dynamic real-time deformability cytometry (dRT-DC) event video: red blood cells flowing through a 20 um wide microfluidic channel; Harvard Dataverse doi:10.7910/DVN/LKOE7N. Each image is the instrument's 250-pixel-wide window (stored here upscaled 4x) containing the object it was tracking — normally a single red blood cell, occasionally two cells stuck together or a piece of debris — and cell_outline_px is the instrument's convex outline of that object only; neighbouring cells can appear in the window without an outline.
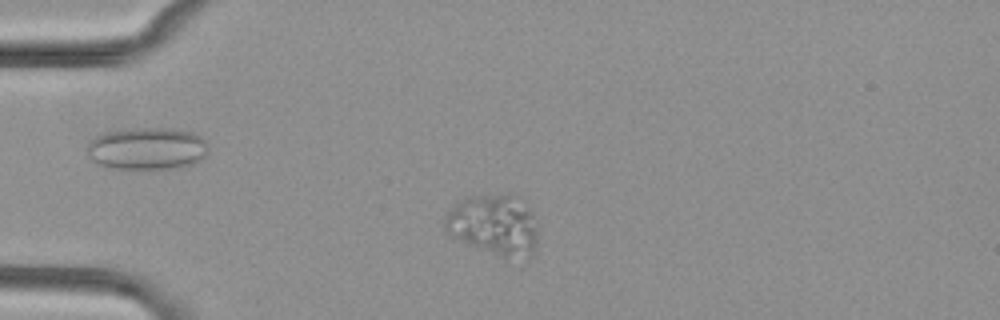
{"species": "common noctule bat (a hibernating species)", "species_latin": "Nyctalus noctula", "temperature_condition": "cold", "stored_images_in_passage": 46, "camera_frame_rate_fps": 3000, "um_per_image_px": 0.085, "animal": {"sex": "female", "body_mass_g": 29.2, "forearm_length_mm": 56.3}, "frame": {"image": 1, "passage_image": 6, "time_ms": 1.667, "image_size_px": [1000, 320], "cell_outline_px": [[536, 240], [532, 256], [528, 260], [504, 264], [456, 240], [444, 228], [444, 216], [452, 204], [456, 200], [468, 196], [512, 192], [524, 196], [532, 212], [536, 228]], "centroid_in_image_um": [42.0, 19.19], "position_along_channel_um": 43.0, "area_um2": 35.95}}
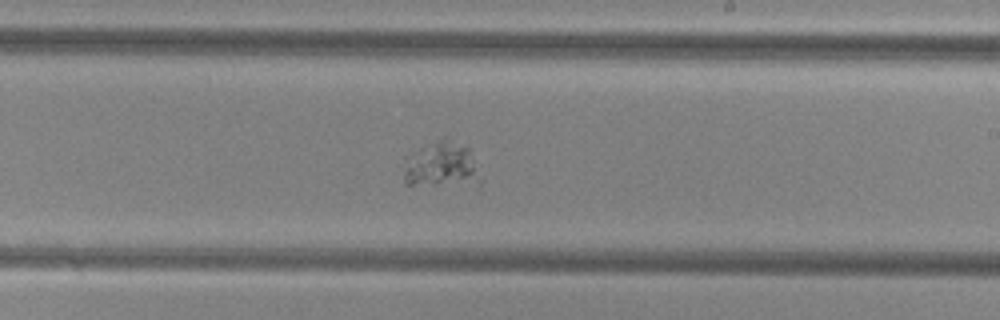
{"frame": {"image": 2, "passage_image": 25, "time_ms": 8.0, "image_size_px": [1000, 320], "cell_outline_px": [[472, 176], [432, 184], [404, 184], [404, 172], [412, 152], [444, 136], [468, 148], [472, 160]], "centroid_in_image_um": [37.28, 13.86], "position_along_channel_um": 251.7, "area_um2": 17.51}}
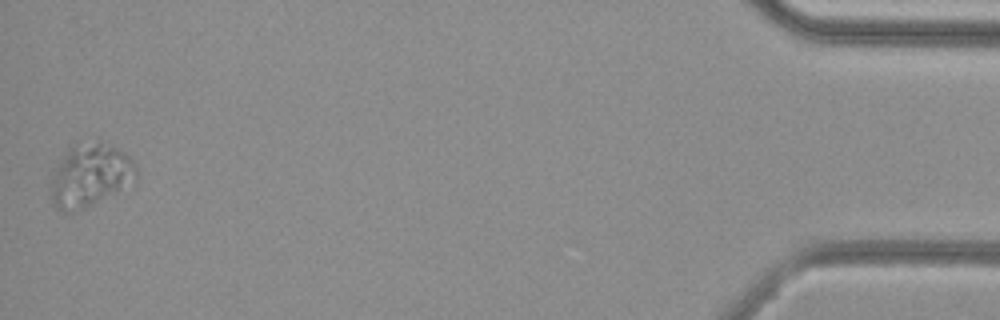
{"frame": {"image": 3, "passage_image": 46, "time_ms": 15.0, "image_size_px": [1000, 320], "cell_outline_px": [[140, 176], [136, 184], [84, 208], [72, 212], [60, 212], [52, 204], [48, 192], [48, 188], [64, 148], [68, 144], [100, 140], [116, 148], [128, 156], [136, 164]], "centroid_in_image_um": [7.66, 14.9], "position_along_channel_um": 427.5, "area_um2": 32.71}}